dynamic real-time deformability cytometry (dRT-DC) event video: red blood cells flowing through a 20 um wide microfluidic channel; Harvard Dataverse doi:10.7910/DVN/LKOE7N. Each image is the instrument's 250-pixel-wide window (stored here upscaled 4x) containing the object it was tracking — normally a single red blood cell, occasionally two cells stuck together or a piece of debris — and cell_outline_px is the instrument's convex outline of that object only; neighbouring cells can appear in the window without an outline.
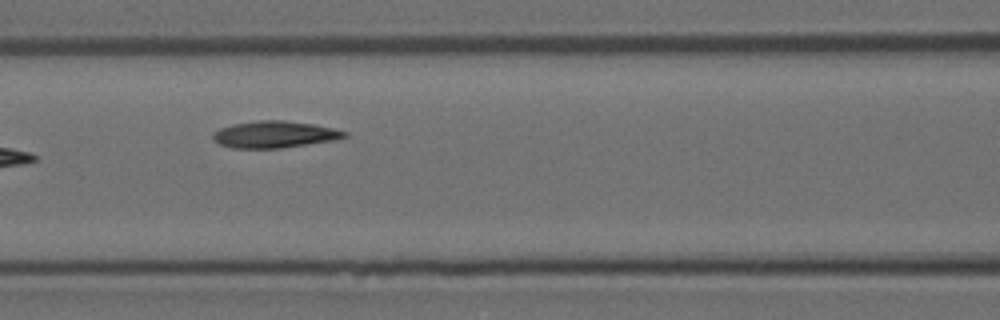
{"species": "Egyptian fruit bat (a non-hibernating species)", "species_latin": "Rousettus aegyptiacus", "temperature_condition": "room temperature", "stored_images_in_passage": 8, "camera_frame_rate_fps": 3000, "um_per_image_px": 0.085, "animal": {"sex": "female"}, "frame": {"image": 1, "passage_image": 7, "time_ms": 7.0, "image_size_px": [1000, 320], "cell_outline_px": [[348, 136], [336, 140], [280, 148], [232, 148], [220, 144], [212, 140], [212, 132], [220, 128], [232, 124], [256, 120], [284, 120], [312, 124], [332, 128], [348, 132]], "centroid_in_image_um": [23.31, 11.42], "position_along_channel_um": 143.3, "area_um2": 20.63}}
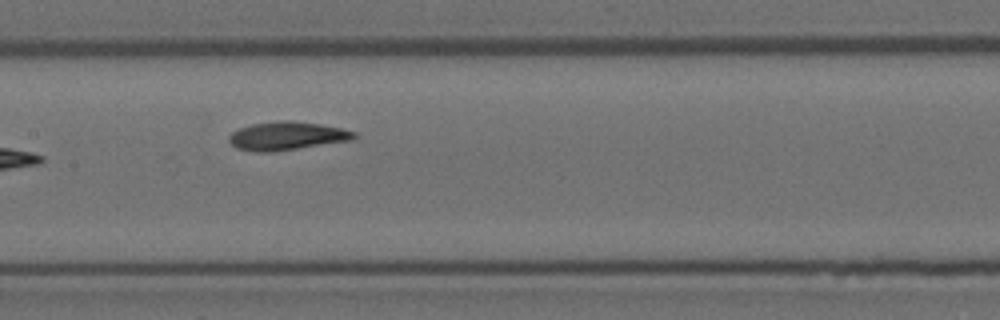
{"frame": {"image": 2, "passage_image": 8, "time_ms": 8.0, "image_size_px": [1000, 320], "cell_outline_px": [[356, 136], [352, 140], [272, 152], [256, 152], [236, 148], [228, 140], [228, 136], [232, 132], [240, 128], [252, 124], [280, 120], [292, 120], [320, 124], [340, 128], [356, 132]], "centroid_in_image_um": [24.36, 11.55], "position_along_channel_um": 183.0, "area_um2": 20.63}}